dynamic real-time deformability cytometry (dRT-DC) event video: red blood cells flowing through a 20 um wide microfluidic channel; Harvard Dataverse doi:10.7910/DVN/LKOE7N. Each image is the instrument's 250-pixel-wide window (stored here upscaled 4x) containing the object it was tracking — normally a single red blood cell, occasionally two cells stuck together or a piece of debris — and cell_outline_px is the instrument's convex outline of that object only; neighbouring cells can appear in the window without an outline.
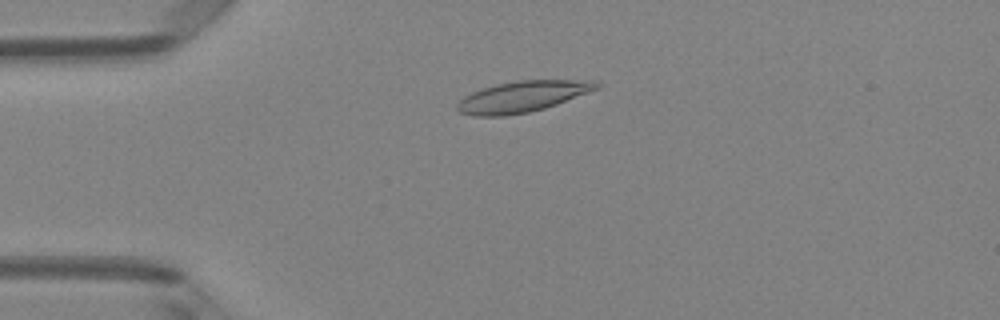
{"species": "Egyptian fruit bat (a non-hibernating species)", "species_latin": "Rousettus aegyptiacus", "temperature_condition": "room temperature", "stored_images_in_passage": 4, "camera_frame_rate_fps": 3000, "um_per_image_px": 0.085, "animal": {"sex": "female"}, "frame": {"image": 1, "passage_image": 4, "time_ms": 1.0, "image_size_px": [1000, 320], "cell_outline_px": [[604, 84], [600, 88], [556, 104], [544, 108], [528, 112], [504, 116], [472, 116], [460, 112], [456, 108], [456, 104], [464, 96], [472, 92], [496, 84], [516, 80], [596, 80]], "centroid_in_image_um": [44.43, 8.2], "position_along_channel_um": 40.6, "area_um2": 25.26}}